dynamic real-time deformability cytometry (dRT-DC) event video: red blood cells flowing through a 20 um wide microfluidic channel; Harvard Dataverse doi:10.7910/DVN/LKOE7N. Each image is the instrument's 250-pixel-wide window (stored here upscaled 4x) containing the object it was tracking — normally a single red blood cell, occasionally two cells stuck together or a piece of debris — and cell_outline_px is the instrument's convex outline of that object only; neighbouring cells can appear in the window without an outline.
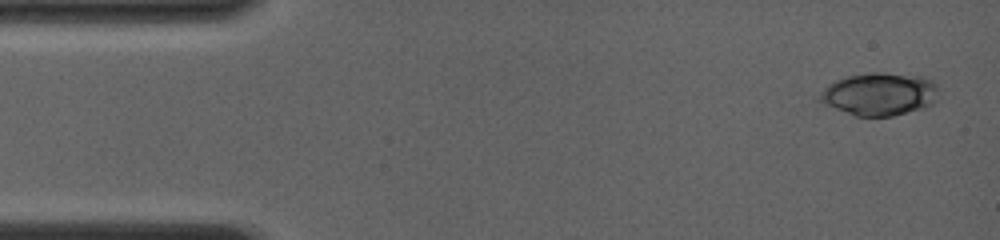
{"species": "common noctule bat (a hibernating species)", "species_latin": "Nyctalus noctula", "temperature_condition": "room temperature", "stored_images_in_passage": 9, "camera_frame_rate_fps": 4000, "um_per_image_px": 0.085, "animal": {"sex": "female", "body_mass_g": 19.0, "forearm_length_mm": 56.7}, "frame": {"image": 1, "passage_image": 1, "time_ms": 0.0, "image_size_px": [1000, 240], "cell_outline_px": [[936, 88], [932, 104], [924, 108], [892, 116], [856, 116], [816, 108], [816, 100], [824, 88], [828, 84], [836, 80], [848, 76], [876, 72], [880, 72], [920, 76], [932, 80], [936, 84]], "centroid_in_image_um": [74.57, 8.04], "position_along_channel_um": 10.4, "area_um2": 30.35}}